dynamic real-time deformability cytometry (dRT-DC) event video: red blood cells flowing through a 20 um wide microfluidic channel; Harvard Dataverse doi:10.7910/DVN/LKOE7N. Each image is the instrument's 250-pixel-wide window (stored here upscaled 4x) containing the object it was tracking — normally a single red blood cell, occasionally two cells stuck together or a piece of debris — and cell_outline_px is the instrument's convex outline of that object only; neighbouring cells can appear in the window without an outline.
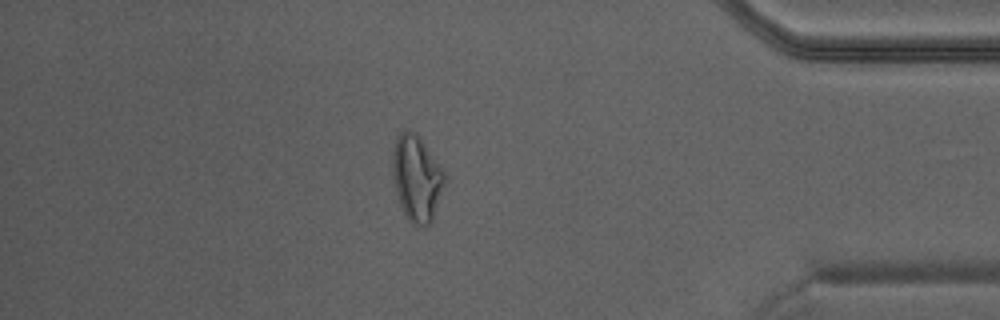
{"species": "Egyptian fruit bat (a non-hibernating species)", "species_latin": "Rousettus aegyptiacus", "temperature_condition": "warm", "stored_images_in_passage": 39, "camera_frame_rate_fps": 3000, "um_per_image_px": 0.085, "animal": {"sex": "male"}, "frame": {"image": 1, "passage_image": 34, "time_ms": 11.0, "image_size_px": [1000, 320], "cell_outline_px": [[444, 184], [432, 224], [416, 224], [408, 220], [400, 204], [396, 192], [392, 168], [392, 156], [396, 140], [400, 132], [404, 128], [420, 136], [440, 168], [444, 176]], "centroid_in_image_um": [35.4, 15.14], "position_along_channel_um": 399.8, "area_um2": 25.43}}